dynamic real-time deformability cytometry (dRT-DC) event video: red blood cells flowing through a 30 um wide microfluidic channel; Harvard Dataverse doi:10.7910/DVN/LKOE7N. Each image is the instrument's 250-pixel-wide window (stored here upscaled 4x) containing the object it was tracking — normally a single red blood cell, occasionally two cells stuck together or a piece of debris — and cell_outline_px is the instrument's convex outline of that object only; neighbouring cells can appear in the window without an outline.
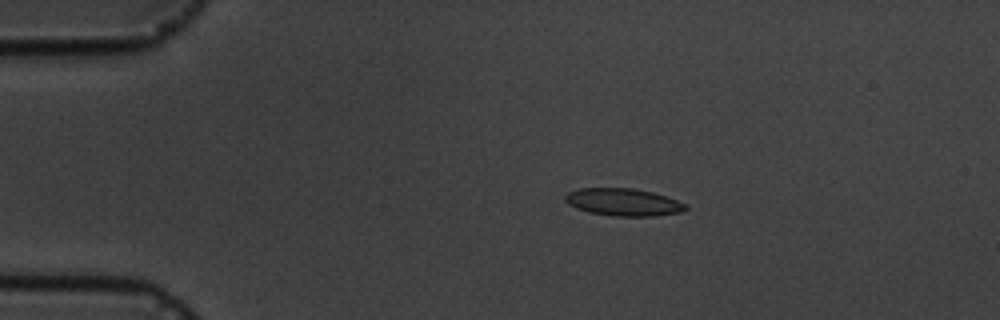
{"species": "common noctule bat (a hibernating species)", "species_latin": "Nyctalus noctula", "temperature_condition": "cold", "stored_images_in_passage": 7, "camera_frame_rate_fps": 3000, "um_per_image_px": 0.085, "animal": {"sex": "male", "body_mass_g": 19.5, "forearm_length_mm": 54.6}, "frame": {"image": 1, "passage_image": 3, "time_ms": 2.333, "image_size_px": [1000, 320], "cell_outline_px": [[688, 208], [680, 212], [652, 216], [612, 216], [588, 212], [576, 208], [568, 204], [564, 200], [564, 196], [568, 192], [580, 188], [632, 188], [652, 192], [676, 200], [684, 204]], "centroid_in_image_um": [52.92, 17.18], "position_along_channel_um": 32.1, "area_um2": 19.13}}
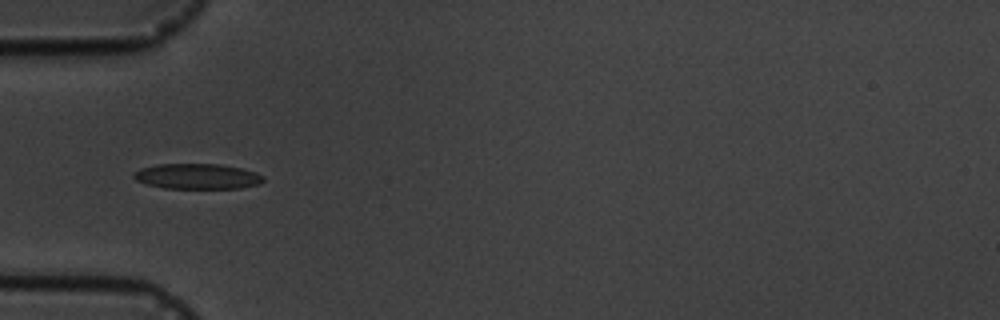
{"frame": {"image": 2, "passage_image": 5, "time_ms": 4.667, "image_size_px": [1000, 320], "cell_outline_px": [[264, 180], [260, 184], [240, 188], [164, 188], [148, 184], [136, 180], [132, 176], [140, 168], [156, 164], [220, 164], [240, 168], [256, 172], [264, 176]], "centroid_in_image_um": [16.79, 14.98], "position_along_channel_um": 68.2, "area_um2": 19.13}}
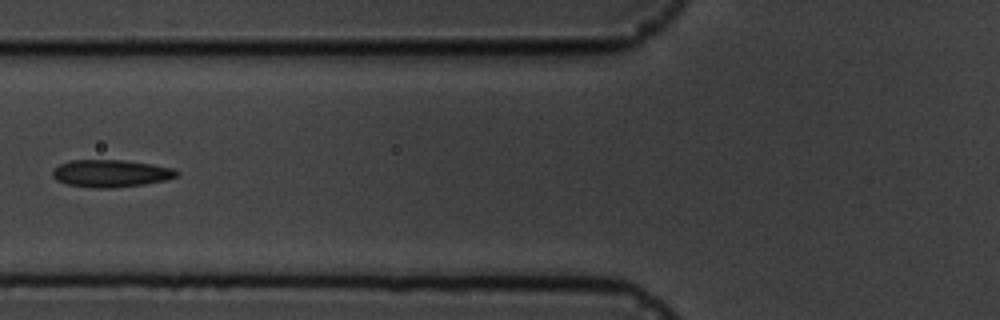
{"frame": {"image": 3, "passage_image": 6, "time_ms": 6.0, "image_size_px": [1000, 320], "cell_outline_px": [[180, 172], [176, 176], [168, 180], [144, 184], [112, 188], [92, 188], [68, 184], [56, 180], [52, 176], [52, 172], [60, 164], [72, 160], [124, 160], [152, 164], [176, 168]], "centroid_in_image_um": [9.47, 14.74], "position_along_channel_um": 116.3, "area_um2": 19.88}}